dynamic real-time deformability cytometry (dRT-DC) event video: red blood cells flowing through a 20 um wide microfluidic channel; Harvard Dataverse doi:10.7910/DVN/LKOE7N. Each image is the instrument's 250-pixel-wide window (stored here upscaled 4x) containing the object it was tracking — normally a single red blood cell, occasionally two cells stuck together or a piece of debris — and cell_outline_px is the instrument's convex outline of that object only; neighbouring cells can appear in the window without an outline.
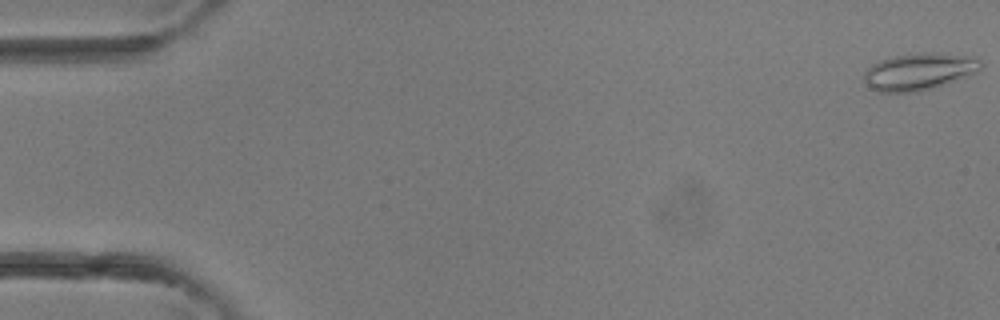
{"species": "common noctule bat (a hibernating species)", "species_latin": "Nyctalus noctula", "temperature_condition": "room temperature", "stored_images_in_passage": 4, "camera_frame_rate_fps": 3000, "um_per_image_px": 0.085, "animal": {"sex": "female"}, "frame": {"image": 1, "passage_image": 1, "time_ms": 0.0, "image_size_px": [1000, 320], "cell_outline_px": [[984, 64], [976, 72], [932, 88], [916, 92], [880, 92], [872, 88], [864, 80], [864, 72], [872, 64], [880, 60], [896, 56], [932, 52], [976, 56]], "centroid_in_image_um": [78.14, 6.07], "position_along_channel_um": 6.9, "area_um2": 24.85}}